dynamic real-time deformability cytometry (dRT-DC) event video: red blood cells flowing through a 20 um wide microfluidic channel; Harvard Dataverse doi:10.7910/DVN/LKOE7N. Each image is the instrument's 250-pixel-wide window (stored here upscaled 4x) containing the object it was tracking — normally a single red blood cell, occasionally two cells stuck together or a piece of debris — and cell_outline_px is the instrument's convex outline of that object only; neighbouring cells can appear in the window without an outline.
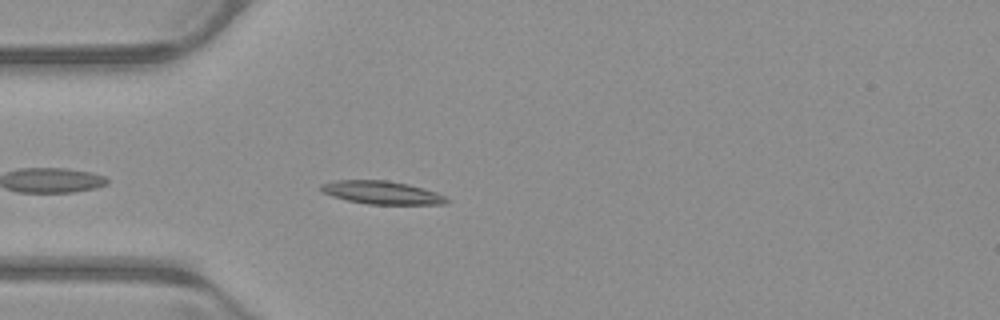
{"species": "common noctule bat (a hibernating species)", "species_latin": "Nyctalus noctula", "temperature_condition": "warm", "stored_images_in_passage": 32, "camera_frame_rate_fps": 3000, "um_per_image_px": 0.085, "animal": {"sex": "male", "body_mass_g": 23.1, "forearm_length_mm": 52.7}, "frame": {"image": 1, "passage_image": 4, "time_ms": 1.0, "image_size_px": [1000, 320], "cell_outline_px": [[448, 200], [444, 204], [368, 204], [348, 200], [332, 196], [320, 192], [320, 184], [336, 180], [388, 180], [408, 184], [424, 188], [436, 192], [444, 196]], "centroid_in_image_um": [32.41, 16.36], "position_along_channel_um": 52.6, "area_um2": 16.88}}
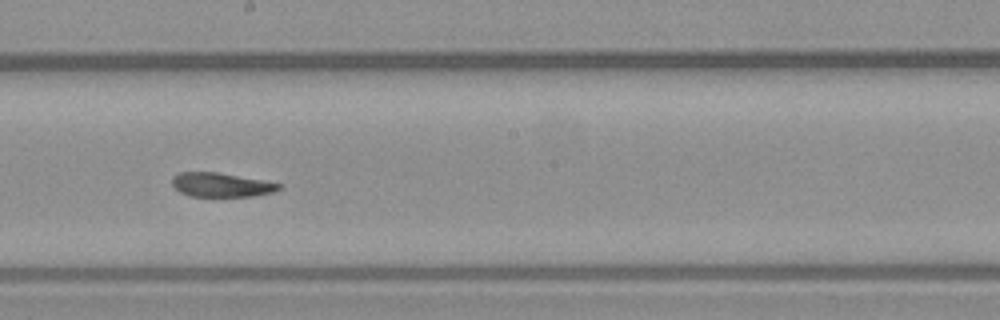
{"frame": {"image": 2, "passage_image": 18, "time_ms": 5.667, "image_size_px": [1000, 320], "cell_outline_px": [[284, 184], [280, 188], [272, 192], [252, 196], [188, 196], [180, 192], [172, 184], [172, 176], [180, 172], [216, 172]], "centroid_in_image_um": [18.77, 15.71], "position_along_channel_um": 229.4, "area_um2": 14.85}}
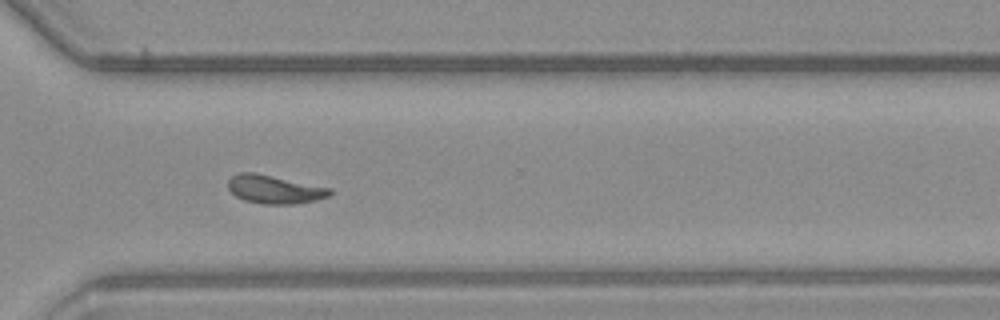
{"frame": {"image": 3, "passage_image": 27, "time_ms": 8.667, "image_size_px": [1000, 320], "cell_outline_px": [[332, 192], [328, 196], [316, 200], [296, 204], [260, 204], [244, 200], [236, 196], [228, 188], [228, 180], [232, 176], [240, 172], [256, 172], [332, 188]], "centroid_in_image_um": [23.33, 16.09], "position_along_channel_um": 347.3, "area_um2": 16.99}, "authors_computed_cell_mechanics": {"area_um2": 16.0973, "velocity_mm_per_s": 3.9442, "shape_relaxation_time_tau1_ms": null, "shape_relaxation_time_tau2_ms": 3.0925, "deformation_change_tau1": null, "deformation_change_tau2": 0.094}}